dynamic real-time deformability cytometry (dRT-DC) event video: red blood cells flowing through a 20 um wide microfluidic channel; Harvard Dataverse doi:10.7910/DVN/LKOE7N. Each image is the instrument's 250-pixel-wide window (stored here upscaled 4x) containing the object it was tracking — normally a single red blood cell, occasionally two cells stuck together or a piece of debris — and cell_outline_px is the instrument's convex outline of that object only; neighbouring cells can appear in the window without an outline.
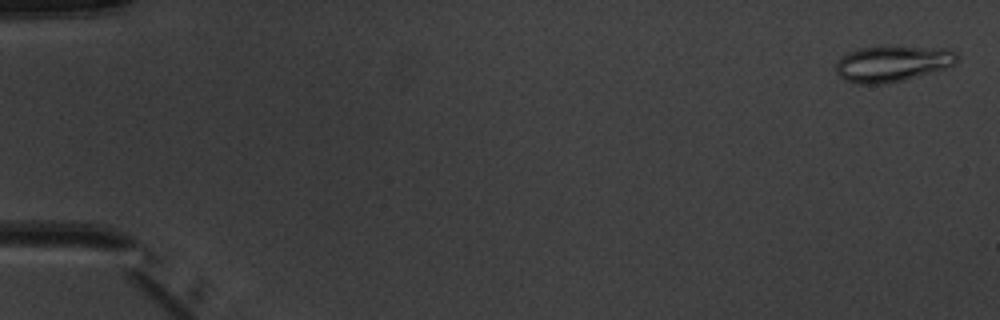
{"species": "common noctule bat (a hibernating species)", "species_latin": "Nyctalus noctula", "temperature_condition": "warm", "stored_images_in_passage": 6, "camera_frame_rate_fps": 3000, "um_per_image_px": 0.085, "animal": {"sex": "male", "body_mass_g": 20.1, "forearm_length_mm": 53.5}, "frame": {"image": 1, "passage_image": 1, "time_ms": 0.0, "image_size_px": [1000, 320], "cell_outline_px": [[956, 60], [952, 64], [944, 68], [904, 80], [884, 84], [856, 84], [844, 80], [836, 72], [836, 60], [848, 52], [860, 48], [952, 48], [956, 52]], "centroid_in_image_um": [75.79, 5.44], "position_along_channel_um": 9.2, "area_um2": 24.8}}
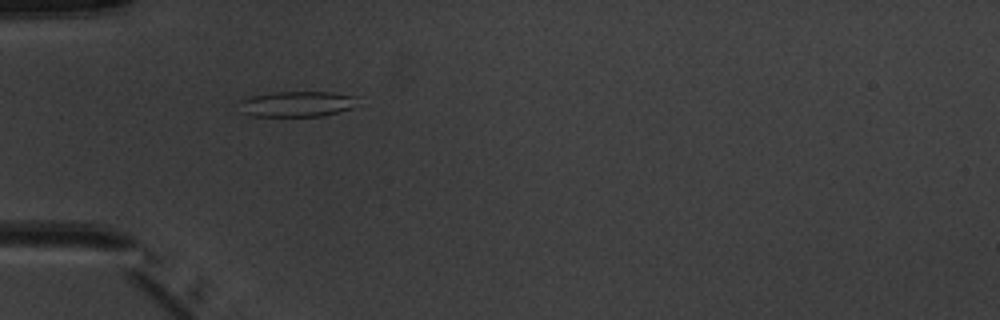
{"frame": {"image": 2, "passage_image": 5, "time_ms": 5.0, "image_size_px": [1000, 320], "cell_outline_px": [[360, 96], [352, 108], [320, 116], [248, 116], [240, 112], [240, 100], [252, 96], [276, 92], [332, 92]], "centroid_in_image_um": [25.23, 8.84], "position_along_channel_um": 59.8, "area_um2": 17.69}}
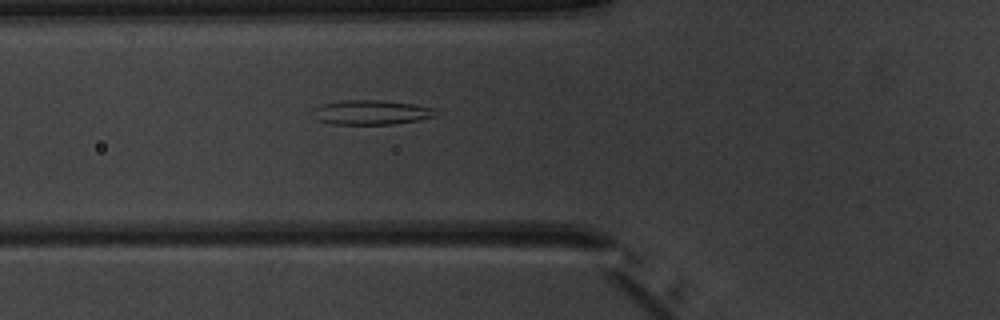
{"frame": {"image": 3, "passage_image": 6, "time_ms": 6.0, "image_size_px": [1000, 320], "cell_outline_px": [[436, 116], [416, 120], [392, 124], [332, 124], [316, 120], [308, 112], [312, 108], [324, 104], [344, 100], [384, 100], [412, 104], [432, 108], [436, 112]], "centroid_in_image_um": [31.44, 9.55], "position_along_channel_um": 94.4, "area_um2": 17.63}}